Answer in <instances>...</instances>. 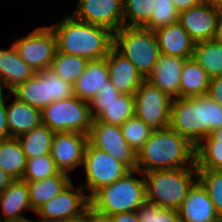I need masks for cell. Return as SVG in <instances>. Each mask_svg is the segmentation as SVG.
Segmentation results:
<instances>
[{
  "mask_svg": "<svg viewBox=\"0 0 222 222\" xmlns=\"http://www.w3.org/2000/svg\"><path fill=\"white\" fill-rule=\"evenodd\" d=\"M169 127L196 147L222 127V106L207 95L172 99Z\"/></svg>",
  "mask_w": 222,
  "mask_h": 222,
  "instance_id": "1",
  "label": "cell"
},
{
  "mask_svg": "<svg viewBox=\"0 0 222 222\" xmlns=\"http://www.w3.org/2000/svg\"><path fill=\"white\" fill-rule=\"evenodd\" d=\"M195 148L170 127L153 130L137 153L136 170L144 173L152 170L196 166Z\"/></svg>",
  "mask_w": 222,
  "mask_h": 222,
  "instance_id": "2",
  "label": "cell"
},
{
  "mask_svg": "<svg viewBox=\"0 0 222 222\" xmlns=\"http://www.w3.org/2000/svg\"><path fill=\"white\" fill-rule=\"evenodd\" d=\"M57 39V51L91 60L108 56L113 47V32L108 28L79 21L67 15L50 25Z\"/></svg>",
  "mask_w": 222,
  "mask_h": 222,
  "instance_id": "3",
  "label": "cell"
},
{
  "mask_svg": "<svg viewBox=\"0 0 222 222\" xmlns=\"http://www.w3.org/2000/svg\"><path fill=\"white\" fill-rule=\"evenodd\" d=\"M141 175V179L135 174ZM90 208L103 216L136 211L146 202V184L142 172L131 170L114 183L97 190L90 198Z\"/></svg>",
  "mask_w": 222,
  "mask_h": 222,
  "instance_id": "4",
  "label": "cell"
},
{
  "mask_svg": "<svg viewBox=\"0 0 222 222\" xmlns=\"http://www.w3.org/2000/svg\"><path fill=\"white\" fill-rule=\"evenodd\" d=\"M146 201L164 209L179 210L188 191L198 180L196 166L152 170L143 173Z\"/></svg>",
  "mask_w": 222,
  "mask_h": 222,
  "instance_id": "5",
  "label": "cell"
},
{
  "mask_svg": "<svg viewBox=\"0 0 222 222\" xmlns=\"http://www.w3.org/2000/svg\"><path fill=\"white\" fill-rule=\"evenodd\" d=\"M113 48L131 61L146 77L160 56L154 31L144 27L122 26L113 33Z\"/></svg>",
  "mask_w": 222,
  "mask_h": 222,
  "instance_id": "6",
  "label": "cell"
},
{
  "mask_svg": "<svg viewBox=\"0 0 222 222\" xmlns=\"http://www.w3.org/2000/svg\"><path fill=\"white\" fill-rule=\"evenodd\" d=\"M42 124L54 132L88 135L92 125L90 104L76 96L50 103L42 111Z\"/></svg>",
  "mask_w": 222,
  "mask_h": 222,
  "instance_id": "7",
  "label": "cell"
},
{
  "mask_svg": "<svg viewBox=\"0 0 222 222\" xmlns=\"http://www.w3.org/2000/svg\"><path fill=\"white\" fill-rule=\"evenodd\" d=\"M82 166L86 185H80L89 192V198L100 188L114 183L131 171L124 163L109 153L93 147L89 142L85 148Z\"/></svg>",
  "mask_w": 222,
  "mask_h": 222,
  "instance_id": "8",
  "label": "cell"
},
{
  "mask_svg": "<svg viewBox=\"0 0 222 222\" xmlns=\"http://www.w3.org/2000/svg\"><path fill=\"white\" fill-rule=\"evenodd\" d=\"M12 45L36 73L50 68L57 51L56 35L50 26H38Z\"/></svg>",
  "mask_w": 222,
  "mask_h": 222,
  "instance_id": "9",
  "label": "cell"
},
{
  "mask_svg": "<svg viewBox=\"0 0 222 222\" xmlns=\"http://www.w3.org/2000/svg\"><path fill=\"white\" fill-rule=\"evenodd\" d=\"M93 119L121 126L135 116L134 95L120 93L110 80L89 102Z\"/></svg>",
  "mask_w": 222,
  "mask_h": 222,
  "instance_id": "10",
  "label": "cell"
},
{
  "mask_svg": "<svg viewBox=\"0 0 222 222\" xmlns=\"http://www.w3.org/2000/svg\"><path fill=\"white\" fill-rule=\"evenodd\" d=\"M89 208L90 201L84 188L79 185L76 189L71 182L35 213L40 216L38 222H56L84 218Z\"/></svg>",
  "mask_w": 222,
  "mask_h": 222,
  "instance_id": "11",
  "label": "cell"
},
{
  "mask_svg": "<svg viewBox=\"0 0 222 222\" xmlns=\"http://www.w3.org/2000/svg\"><path fill=\"white\" fill-rule=\"evenodd\" d=\"M135 116L153 130L169 127L172 99L144 80L134 94Z\"/></svg>",
  "mask_w": 222,
  "mask_h": 222,
  "instance_id": "12",
  "label": "cell"
},
{
  "mask_svg": "<svg viewBox=\"0 0 222 222\" xmlns=\"http://www.w3.org/2000/svg\"><path fill=\"white\" fill-rule=\"evenodd\" d=\"M88 142L93 147L109 153L130 170H136L137 153L128 145L120 126L93 119Z\"/></svg>",
  "mask_w": 222,
  "mask_h": 222,
  "instance_id": "13",
  "label": "cell"
},
{
  "mask_svg": "<svg viewBox=\"0 0 222 222\" xmlns=\"http://www.w3.org/2000/svg\"><path fill=\"white\" fill-rule=\"evenodd\" d=\"M71 15L79 21L106 27L114 33L123 26V0H78Z\"/></svg>",
  "mask_w": 222,
  "mask_h": 222,
  "instance_id": "14",
  "label": "cell"
},
{
  "mask_svg": "<svg viewBox=\"0 0 222 222\" xmlns=\"http://www.w3.org/2000/svg\"><path fill=\"white\" fill-rule=\"evenodd\" d=\"M88 135L76 132H55L51 157L60 172L69 174L83 164Z\"/></svg>",
  "mask_w": 222,
  "mask_h": 222,
  "instance_id": "15",
  "label": "cell"
},
{
  "mask_svg": "<svg viewBox=\"0 0 222 222\" xmlns=\"http://www.w3.org/2000/svg\"><path fill=\"white\" fill-rule=\"evenodd\" d=\"M220 9L204 1L179 12L178 22L195 42L214 40Z\"/></svg>",
  "mask_w": 222,
  "mask_h": 222,
  "instance_id": "16",
  "label": "cell"
},
{
  "mask_svg": "<svg viewBox=\"0 0 222 222\" xmlns=\"http://www.w3.org/2000/svg\"><path fill=\"white\" fill-rule=\"evenodd\" d=\"M186 59L188 58L160 54L155 67L145 80L171 99L180 98L181 72Z\"/></svg>",
  "mask_w": 222,
  "mask_h": 222,
  "instance_id": "17",
  "label": "cell"
},
{
  "mask_svg": "<svg viewBox=\"0 0 222 222\" xmlns=\"http://www.w3.org/2000/svg\"><path fill=\"white\" fill-rule=\"evenodd\" d=\"M107 65L109 80L122 94L134 95L145 80L134 64L113 47L109 50Z\"/></svg>",
  "mask_w": 222,
  "mask_h": 222,
  "instance_id": "18",
  "label": "cell"
},
{
  "mask_svg": "<svg viewBox=\"0 0 222 222\" xmlns=\"http://www.w3.org/2000/svg\"><path fill=\"white\" fill-rule=\"evenodd\" d=\"M0 205L3 215L0 218H4L3 222H34L21 215L26 209L33 211L26 181L15 179L6 187L0 193Z\"/></svg>",
  "mask_w": 222,
  "mask_h": 222,
  "instance_id": "19",
  "label": "cell"
},
{
  "mask_svg": "<svg viewBox=\"0 0 222 222\" xmlns=\"http://www.w3.org/2000/svg\"><path fill=\"white\" fill-rule=\"evenodd\" d=\"M178 212L182 222H214L217 219L213 202L198 180L188 191Z\"/></svg>",
  "mask_w": 222,
  "mask_h": 222,
  "instance_id": "20",
  "label": "cell"
},
{
  "mask_svg": "<svg viewBox=\"0 0 222 222\" xmlns=\"http://www.w3.org/2000/svg\"><path fill=\"white\" fill-rule=\"evenodd\" d=\"M160 54L191 58L195 42L187 31L177 22L154 30Z\"/></svg>",
  "mask_w": 222,
  "mask_h": 222,
  "instance_id": "21",
  "label": "cell"
},
{
  "mask_svg": "<svg viewBox=\"0 0 222 222\" xmlns=\"http://www.w3.org/2000/svg\"><path fill=\"white\" fill-rule=\"evenodd\" d=\"M36 72L18 55L15 47L0 48V91H9L30 79ZM3 85V86H2Z\"/></svg>",
  "mask_w": 222,
  "mask_h": 222,
  "instance_id": "22",
  "label": "cell"
},
{
  "mask_svg": "<svg viewBox=\"0 0 222 222\" xmlns=\"http://www.w3.org/2000/svg\"><path fill=\"white\" fill-rule=\"evenodd\" d=\"M109 80L107 57L88 62L85 71L73 85L74 96L90 102Z\"/></svg>",
  "mask_w": 222,
  "mask_h": 222,
  "instance_id": "23",
  "label": "cell"
},
{
  "mask_svg": "<svg viewBox=\"0 0 222 222\" xmlns=\"http://www.w3.org/2000/svg\"><path fill=\"white\" fill-rule=\"evenodd\" d=\"M13 97L7 104V124L10 137L17 138L42 124V112Z\"/></svg>",
  "mask_w": 222,
  "mask_h": 222,
  "instance_id": "24",
  "label": "cell"
},
{
  "mask_svg": "<svg viewBox=\"0 0 222 222\" xmlns=\"http://www.w3.org/2000/svg\"><path fill=\"white\" fill-rule=\"evenodd\" d=\"M69 176V174L59 171L56 175L43 180L26 181L31 208L34 213L72 182Z\"/></svg>",
  "mask_w": 222,
  "mask_h": 222,
  "instance_id": "25",
  "label": "cell"
},
{
  "mask_svg": "<svg viewBox=\"0 0 222 222\" xmlns=\"http://www.w3.org/2000/svg\"><path fill=\"white\" fill-rule=\"evenodd\" d=\"M10 93L18 100L41 111L51 103L48 80H45L39 72L35 73L27 81L16 86Z\"/></svg>",
  "mask_w": 222,
  "mask_h": 222,
  "instance_id": "26",
  "label": "cell"
},
{
  "mask_svg": "<svg viewBox=\"0 0 222 222\" xmlns=\"http://www.w3.org/2000/svg\"><path fill=\"white\" fill-rule=\"evenodd\" d=\"M210 77L191 57L185 60L180 79V97H198L206 95Z\"/></svg>",
  "mask_w": 222,
  "mask_h": 222,
  "instance_id": "27",
  "label": "cell"
},
{
  "mask_svg": "<svg viewBox=\"0 0 222 222\" xmlns=\"http://www.w3.org/2000/svg\"><path fill=\"white\" fill-rule=\"evenodd\" d=\"M27 159L18 138L0 140V168L14 179H22Z\"/></svg>",
  "mask_w": 222,
  "mask_h": 222,
  "instance_id": "28",
  "label": "cell"
},
{
  "mask_svg": "<svg viewBox=\"0 0 222 222\" xmlns=\"http://www.w3.org/2000/svg\"><path fill=\"white\" fill-rule=\"evenodd\" d=\"M54 131L41 124L18 138L26 159L51 154Z\"/></svg>",
  "mask_w": 222,
  "mask_h": 222,
  "instance_id": "29",
  "label": "cell"
},
{
  "mask_svg": "<svg viewBox=\"0 0 222 222\" xmlns=\"http://www.w3.org/2000/svg\"><path fill=\"white\" fill-rule=\"evenodd\" d=\"M192 58L210 78L222 75V43L216 40L197 42Z\"/></svg>",
  "mask_w": 222,
  "mask_h": 222,
  "instance_id": "30",
  "label": "cell"
},
{
  "mask_svg": "<svg viewBox=\"0 0 222 222\" xmlns=\"http://www.w3.org/2000/svg\"><path fill=\"white\" fill-rule=\"evenodd\" d=\"M89 60L77 55H69L56 51L50 70L64 81L74 85L77 79L85 71Z\"/></svg>",
  "mask_w": 222,
  "mask_h": 222,
  "instance_id": "31",
  "label": "cell"
},
{
  "mask_svg": "<svg viewBox=\"0 0 222 222\" xmlns=\"http://www.w3.org/2000/svg\"><path fill=\"white\" fill-rule=\"evenodd\" d=\"M155 7V0H123V26L144 27Z\"/></svg>",
  "mask_w": 222,
  "mask_h": 222,
  "instance_id": "32",
  "label": "cell"
},
{
  "mask_svg": "<svg viewBox=\"0 0 222 222\" xmlns=\"http://www.w3.org/2000/svg\"><path fill=\"white\" fill-rule=\"evenodd\" d=\"M198 181L213 202L217 217H222V170H197Z\"/></svg>",
  "mask_w": 222,
  "mask_h": 222,
  "instance_id": "33",
  "label": "cell"
},
{
  "mask_svg": "<svg viewBox=\"0 0 222 222\" xmlns=\"http://www.w3.org/2000/svg\"><path fill=\"white\" fill-rule=\"evenodd\" d=\"M120 128L128 145L136 153H138L144 143L149 139L153 131V129L136 116L125 121Z\"/></svg>",
  "mask_w": 222,
  "mask_h": 222,
  "instance_id": "34",
  "label": "cell"
},
{
  "mask_svg": "<svg viewBox=\"0 0 222 222\" xmlns=\"http://www.w3.org/2000/svg\"><path fill=\"white\" fill-rule=\"evenodd\" d=\"M59 172L51 154L27 159L24 181H39L56 175Z\"/></svg>",
  "mask_w": 222,
  "mask_h": 222,
  "instance_id": "35",
  "label": "cell"
},
{
  "mask_svg": "<svg viewBox=\"0 0 222 222\" xmlns=\"http://www.w3.org/2000/svg\"><path fill=\"white\" fill-rule=\"evenodd\" d=\"M179 11L171 0H155L150 21L144 26L152 31L178 22Z\"/></svg>",
  "mask_w": 222,
  "mask_h": 222,
  "instance_id": "36",
  "label": "cell"
},
{
  "mask_svg": "<svg viewBox=\"0 0 222 222\" xmlns=\"http://www.w3.org/2000/svg\"><path fill=\"white\" fill-rule=\"evenodd\" d=\"M195 164L197 170H222V145H197Z\"/></svg>",
  "mask_w": 222,
  "mask_h": 222,
  "instance_id": "37",
  "label": "cell"
},
{
  "mask_svg": "<svg viewBox=\"0 0 222 222\" xmlns=\"http://www.w3.org/2000/svg\"><path fill=\"white\" fill-rule=\"evenodd\" d=\"M139 222H182L179 212L146 201L137 210Z\"/></svg>",
  "mask_w": 222,
  "mask_h": 222,
  "instance_id": "38",
  "label": "cell"
},
{
  "mask_svg": "<svg viewBox=\"0 0 222 222\" xmlns=\"http://www.w3.org/2000/svg\"><path fill=\"white\" fill-rule=\"evenodd\" d=\"M45 80H48L49 98L51 103L57 100H65L74 96L73 85L64 81L52 70L45 69L39 72Z\"/></svg>",
  "mask_w": 222,
  "mask_h": 222,
  "instance_id": "39",
  "label": "cell"
},
{
  "mask_svg": "<svg viewBox=\"0 0 222 222\" xmlns=\"http://www.w3.org/2000/svg\"><path fill=\"white\" fill-rule=\"evenodd\" d=\"M13 96L11 93L3 95V91L0 92V140L10 138L8 124H7V104L8 98Z\"/></svg>",
  "mask_w": 222,
  "mask_h": 222,
  "instance_id": "40",
  "label": "cell"
},
{
  "mask_svg": "<svg viewBox=\"0 0 222 222\" xmlns=\"http://www.w3.org/2000/svg\"><path fill=\"white\" fill-rule=\"evenodd\" d=\"M206 95L222 106V75L210 78V84Z\"/></svg>",
  "mask_w": 222,
  "mask_h": 222,
  "instance_id": "41",
  "label": "cell"
},
{
  "mask_svg": "<svg viewBox=\"0 0 222 222\" xmlns=\"http://www.w3.org/2000/svg\"><path fill=\"white\" fill-rule=\"evenodd\" d=\"M111 222H139L136 211L121 212L109 216Z\"/></svg>",
  "mask_w": 222,
  "mask_h": 222,
  "instance_id": "42",
  "label": "cell"
},
{
  "mask_svg": "<svg viewBox=\"0 0 222 222\" xmlns=\"http://www.w3.org/2000/svg\"><path fill=\"white\" fill-rule=\"evenodd\" d=\"M198 145H222V127L213 130Z\"/></svg>",
  "mask_w": 222,
  "mask_h": 222,
  "instance_id": "43",
  "label": "cell"
},
{
  "mask_svg": "<svg viewBox=\"0 0 222 222\" xmlns=\"http://www.w3.org/2000/svg\"><path fill=\"white\" fill-rule=\"evenodd\" d=\"M174 7L180 12L193 6L200 5L205 0H171Z\"/></svg>",
  "mask_w": 222,
  "mask_h": 222,
  "instance_id": "44",
  "label": "cell"
},
{
  "mask_svg": "<svg viewBox=\"0 0 222 222\" xmlns=\"http://www.w3.org/2000/svg\"><path fill=\"white\" fill-rule=\"evenodd\" d=\"M84 222H111V220L108 216L100 215L89 208L84 215Z\"/></svg>",
  "mask_w": 222,
  "mask_h": 222,
  "instance_id": "45",
  "label": "cell"
},
{
  "mask_svg": "<svg viewBox=\"0 0 222 222\" xmlns=\"http://www.w3.org/2000/svg\"><path fill=\"white\" fill-rule=\"evenodd\" d=\"M15 179L0 168V193L4 191Z\"/></svg>",
  "mask_w": 222,
  "mask_h": 222,
  "instance_id": "46",
  "label": "cell"
},
{
  "mask_svg": "<svg viewBox=\"0 0 222 222\" xmlns=\"http://www.w3.org/2000/svg\"><path fill=\"white\" fill-rule=\"evenodd\" d=\"M214 40L222 43V9H220Z\"/></svg>",
  "mask_w": 222,
  "mask_h": 222,
  "instance_id": "47",
  "label": "cell"
},
{
  "mask_svg": "<svg viewBox=\"0 0 222 222\" xmlns=\"http://www.w3.org/2000/svg\"><path fill=\"white\" fill-rule=\"evenodd\" d=\"M216 8L222 9V0H205Z\"/></svg>",
  "mask_w": 222,
  "mask_h": 222,
  "instance_id": "48",
  "label": "cell"
},
{
  "mask_svg": "<svg viewBox=\"0 0 222 222\" xmlns=\"http://www.w3.org/2000/svg\"><path fill=\"white\" fill-rule=\"evenodd\" d=\"M56 222H84V218L73 219V220H61V221H56Z\"/></svg>",
  "mask_w": 222,
  "mask_h": 222,
  "instance_id": "49",
  "label": "cell"
},
{
  "mask_svg": "<svg viewBox=\"0 0 222 222\" xmlns=\"http://www.w3.org/2000/svg\"><path fill=\"white\" fill-rule=\"evenodd\" d=\"M214 222H222V217H217V219Z\"/></svg>",
  "mask_w": 222,
  "mask_h": 222,
  "instance_id": "50",
  "label": "cell"
}]
</instances>
